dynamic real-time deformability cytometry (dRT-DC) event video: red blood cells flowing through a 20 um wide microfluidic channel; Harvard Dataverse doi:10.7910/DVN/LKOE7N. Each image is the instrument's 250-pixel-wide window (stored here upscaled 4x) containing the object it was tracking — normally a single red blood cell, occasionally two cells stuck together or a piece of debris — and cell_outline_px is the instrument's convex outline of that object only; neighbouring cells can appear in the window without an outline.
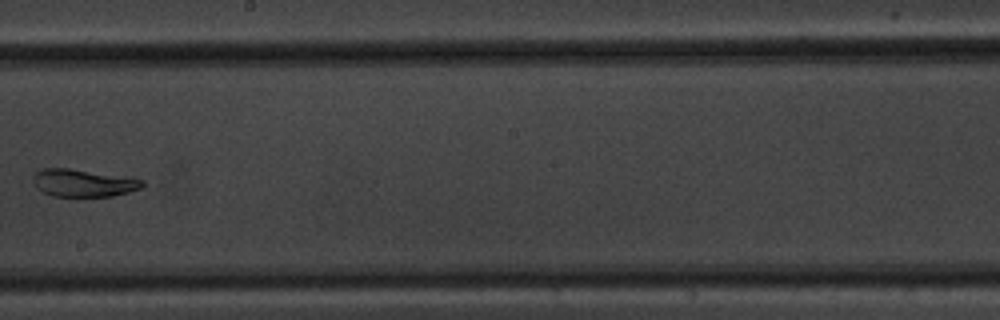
{"species": "common noctule bat (a hibernating species)", "species_latin": "Nyctalus noctula", "temperature_condition": "warm", "stored_images_in_passage": 15, "camera_frame_rate_fps": 3000, "um_per_image_px": 0.085, "animal": {"sex": "male", "body_mass_g": 20.1, "forearm_length_mm": 53.5}, "frame": {"image": 1, "passage_image": 9, "time_ms": 9.667, "image_size_px": [1000, 320], "cell_outline_px": [[144, 184], [140, 188], [128, 192], [112, 196], [52, 196], [36, 188], [32, 180], [36, 172], [44, 168], [68, 168], [136, 176], [144, 180]], "centroid_in_image_um": [7.15, 15.53], "position_along_channel_um": 241.0, "area_um2": 17.92}}
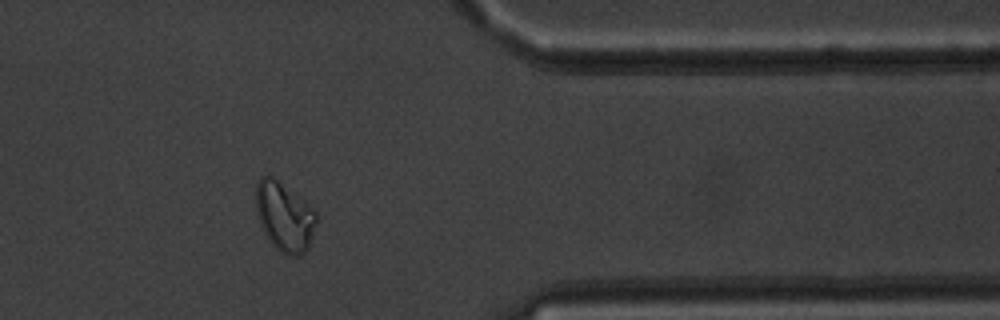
{"frame": {"image": 2, "passage_image": 13, "time_ms": 14.0, "image_size_px": [1000, 320], "cell_outline_px": [[316, 224], [308, 248], [300, 256], [284, 256], [272, 244], [264, 232], [260, 224], [256, 212], [256, 180], [260, 176], [272, 176], [300, 196], [316, 208]], "centroid_in_image_um": [24.18, 18.41], "position_along_channel_um": 387.2, "area_um2": 24.74}}
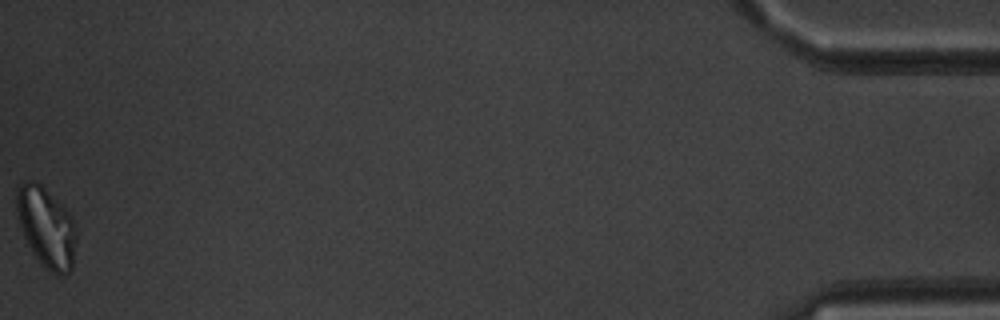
{"frame": {"image": 3, "passage_image": 15, "time_ms": 17.333, "image_size_px": [1000, 320], "cell_outline_px": [[76, 240], [72, 268], [64, 276], [60, 276], [52, 272], [32, 252], [24, 236], [16, 212], [16, 188], [24, 180], [36, 180], [72, 216], [76, 224]], "centroid_in_image_um": [3.94, 19.28], "position_along_channel_um": 431.3, "area_um2": 27.69}}